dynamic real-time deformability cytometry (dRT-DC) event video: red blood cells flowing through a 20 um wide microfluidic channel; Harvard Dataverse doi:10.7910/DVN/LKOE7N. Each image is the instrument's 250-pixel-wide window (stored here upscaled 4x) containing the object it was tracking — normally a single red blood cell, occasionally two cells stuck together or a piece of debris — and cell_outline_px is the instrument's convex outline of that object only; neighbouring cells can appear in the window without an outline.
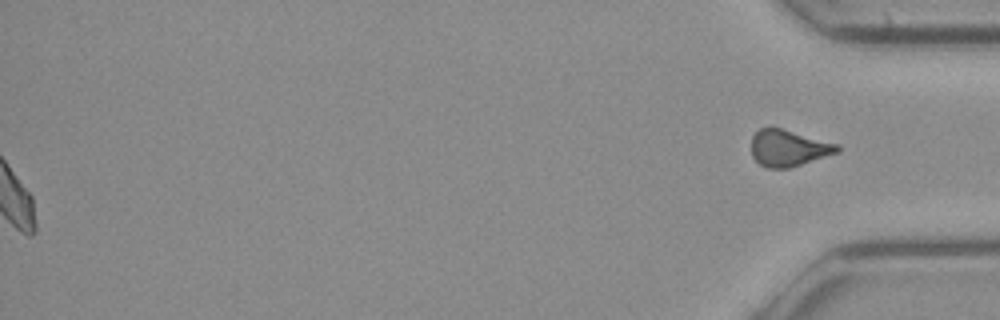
{"species": "common noctule bat (a hibernating species)", "species_latin": "Nyctalus noctula", "temperature_condition": "cold", "stored_images_in_passage": 43, "segment_of_instrument_passage": [2, 2], "camera_frame_rate_fps": 3000, "um_per_image_px": 0.085, "animal": {"sex": "female", "body_mass_g": 21.9}, "frame": {"image": 1, "passage_image": 43, "time_ms": 14.0, "image_size_px": [1000, 320], "cell_outline_px": [[840, 152], [788, 168], [764, 168], [752, 156], [752, 136], [760, 128], [780, 128], [840, 144]], "centroid_in_image_um": [67.04, 12.59], "position_along_channel_um": 368.2, "area_um2": 18.21}}